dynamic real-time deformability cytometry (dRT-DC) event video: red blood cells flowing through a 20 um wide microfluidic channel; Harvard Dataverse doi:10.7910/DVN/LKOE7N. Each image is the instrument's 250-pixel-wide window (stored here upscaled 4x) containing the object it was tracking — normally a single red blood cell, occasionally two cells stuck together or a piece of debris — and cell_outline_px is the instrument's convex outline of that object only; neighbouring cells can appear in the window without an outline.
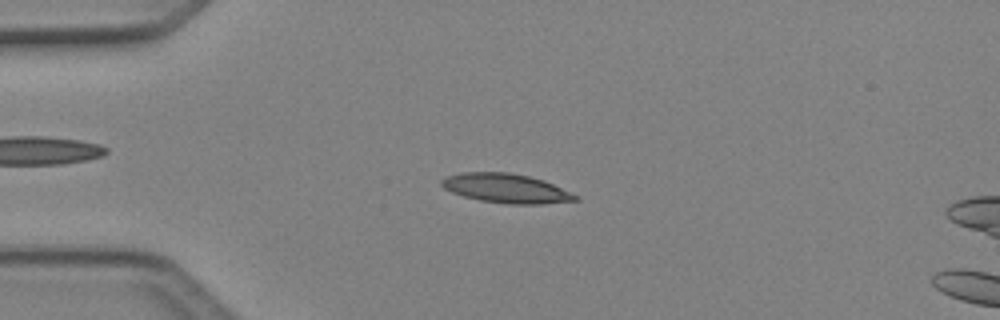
{"species": "Egyptian fruit bat (a non-hibernating species)", "species_latin": "Rousettus aegyptiacus", "temperature_condition": "cold", "stored_images_in_passage": 5, "camera_frame_rate_fps": 3000, "um_per_image_px": 0.085, "animal": {"sex": "female"}, "frame": {"image": 1, "passage_image": 2, "time_ms": 0.333, "image_size_px": [1000, 320], "cell_outline_px": [[580, 200], [540, 204], [508, 204], [480, 200], [464, 196], [452, 192], [444, 188], [440, 184], [440, 180], [448, 176], [460, 172], [508, 172], [528, 176], [544, 180], [580, 196]], "centroid_in_image_um": [43.04, 16.01], "position_along_channel_um": 42.0, "area_um2": 22.83}}
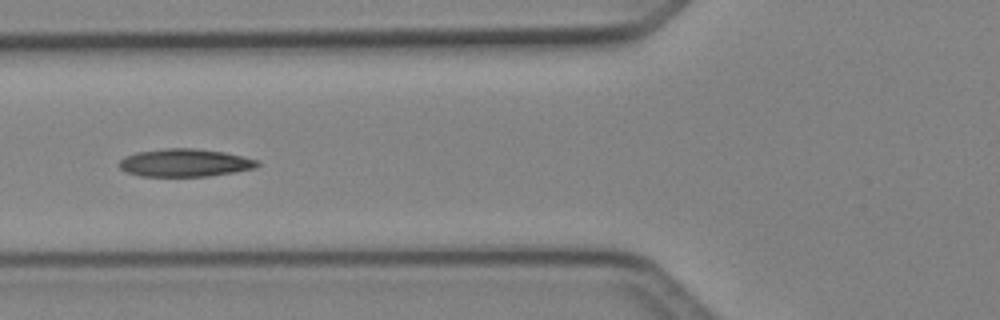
{"frame": {"image": 2, "passage_image": 4, "time_ms": 1.0, "image_size_px": [1000, 320], "cell_outline_px": [[260, 164], [252, 168], [236, 172], [208, 176], [140, 176], [128, 172], [120, 168], [120, 160], [124, 156], [136, 152], [168, 148], [192, 148], [224, 152], [260, 160]], "centroid_in_image_um": [15.72, 13.83], "position_along_channel_um": 110.1, "area_um2": 22.31}}
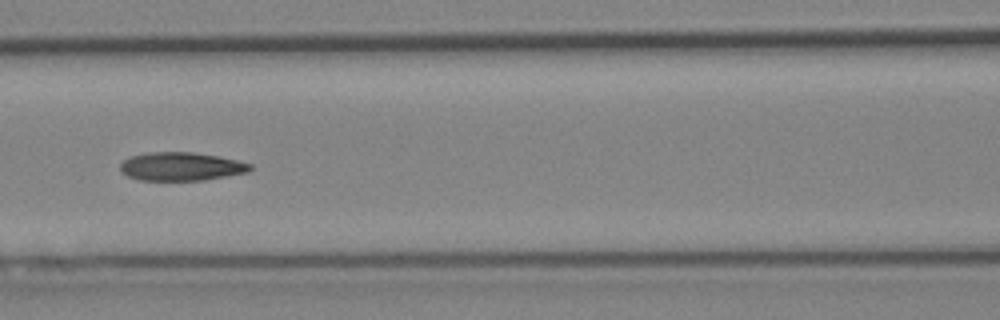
{"frame": {"image": 3, "passage_image": 5, "time_ms": 1.333, "image_size_px": [1000, 320], "cell_outline_px": [[252, 168], [248, 172], [204, 180], [140, 180], [128, 176], [120, 172], [120, 164], [124, 160], [132, 156], [148, 152], [192, 152], [220, 156], [252, 164]], "centroid_in_image_um": [15.39, 14.15], "position_along_channel_um": 151.2, "area_um2": 21.5}}